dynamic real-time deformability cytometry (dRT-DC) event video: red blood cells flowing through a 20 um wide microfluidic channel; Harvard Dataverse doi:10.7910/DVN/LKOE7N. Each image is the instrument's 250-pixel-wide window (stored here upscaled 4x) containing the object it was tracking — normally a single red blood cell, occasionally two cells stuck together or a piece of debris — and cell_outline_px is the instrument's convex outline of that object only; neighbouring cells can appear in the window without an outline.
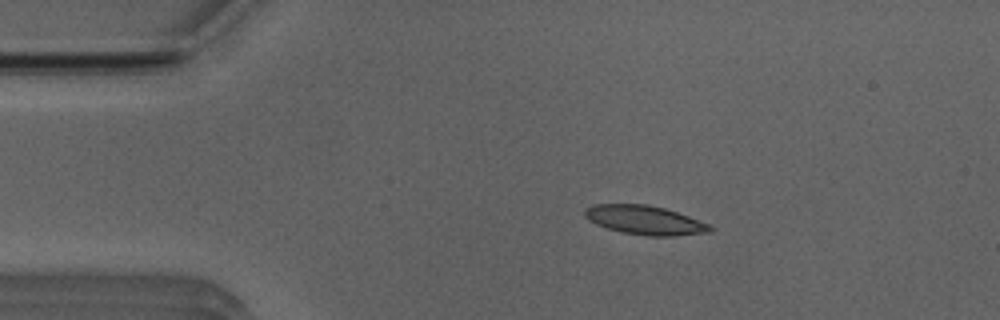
{"species": "Egyptian fruit bat (a non-hibernating species)", "species_latin": "Rousettus aegyptiacus", "temperature_condition": "room temperature", "stored_images_in_passage": 43, "camera_frame_rate_fps": 3000, "um_per_image_px": 0.085, "animal": {"sex": "male"}, "frame": {"image": 1, "passage_image": 1, "time_ms": 0.0, "image_size_px": [1000, 320], "cell_outline_px": [[712, 228], [708, 232], [672, 236], [644, 236], [620, 232], [596, 224], [588, 220], [584, 216], [584, 208], [596, 204], [648, 204], [664, 208], [688, 216], [708, 224]], "centroid_in_image_um": [54.74, 18.71], "position_along_channel_um": 30.3, "area_um2": 21.1}}
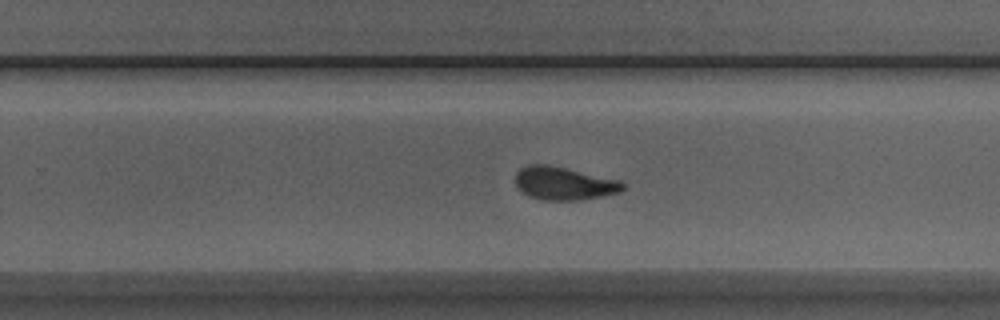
{"frame": {"image": 2, "passage_image": 24, "time_ms": 7.667, "image_size_px": [1000, 320], "cell_outline_px": [[624, 188], [620, 192], [584, 200], [540, 200], [528, 196], [516, 184], [516, 172], [520, 168], [528, 164], [548, 164], [620, 180], [624, 184]], "centroid_in_image_um": [47.93, 15.59], "position_along_channel_um": 281.9, "area_um2": 20.75}}
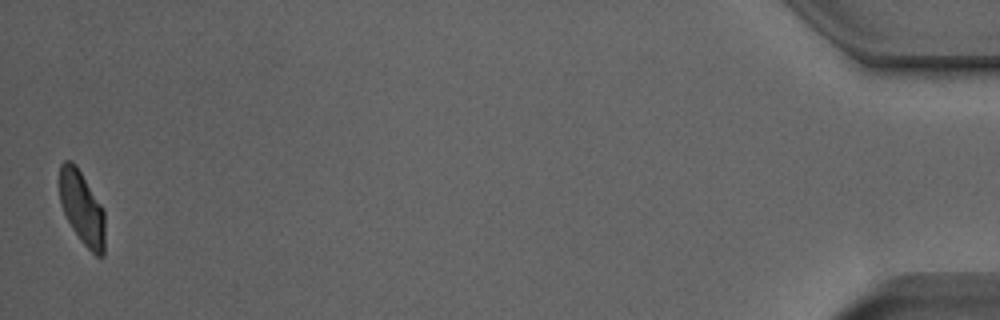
{"frame": {"image": 3, "passage_image": 43, "time_ms": 14.0, "image_size_px": [1000, 320], "cell_outline_px": [[104, 256], [96, 256], [80, 240], [72, 228], [60, 204], [60, 164], [64, 160], [72, 160], [76, 164], [104, 208]], "centroid_in_image_um": [6.98, 17.65], "position_along_channel_um": 428.2, "area_um2": 19.48}, "authors_computed_cell_mechanics": {"area_um2": 20.8658, "velocity_mm_per_s": 3.8988, "shape_relaxation_time_tau1_ms": 5.1334, "shape_relaxation_time_tau2_ms": 1.5975, "deformation_change_tau1": 0.1585, "deformation_change_tau2": 0.0898}}